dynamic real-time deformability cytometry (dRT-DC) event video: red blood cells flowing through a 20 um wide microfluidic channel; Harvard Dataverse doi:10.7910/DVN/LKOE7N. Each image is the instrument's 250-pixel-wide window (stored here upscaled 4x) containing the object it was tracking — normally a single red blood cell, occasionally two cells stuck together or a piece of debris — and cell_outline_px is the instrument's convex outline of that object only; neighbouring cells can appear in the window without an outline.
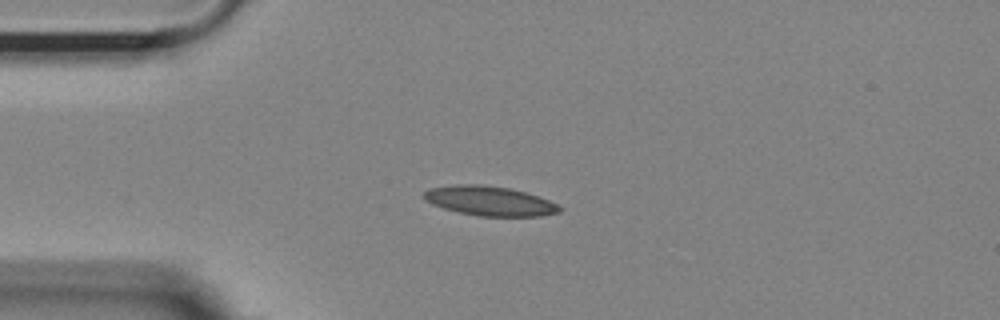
{"species": "Egyptian fruit bat (a non-hibernating species)", "species_latin": "Rousettus aegyptiacus", "temperature_condition": "room temperature", "stored_images_in_passage": 42, "camera_frame_rate_fps": 3000, "um_per_image_px": 0.085, "animal": {"sex": "female"}, "frame": {"image": 1, "passage_image": 1, "time_ms": 0.0, "image_size_px": [1000, 320], "cell_outline_px": [[564, 208], [560, 212], [540, 216], [480, 216], [460, 212], [444, 208], [432, 204], [424, 200], [424, 192], [428, 188], [456, 184], [480, 184], [508, 188], [524, 192], [548, 200]], "centroid_in_image_um": [41.6, 17.08], "position_along_channel_um": 43.4, "area_um2": 23.18}}
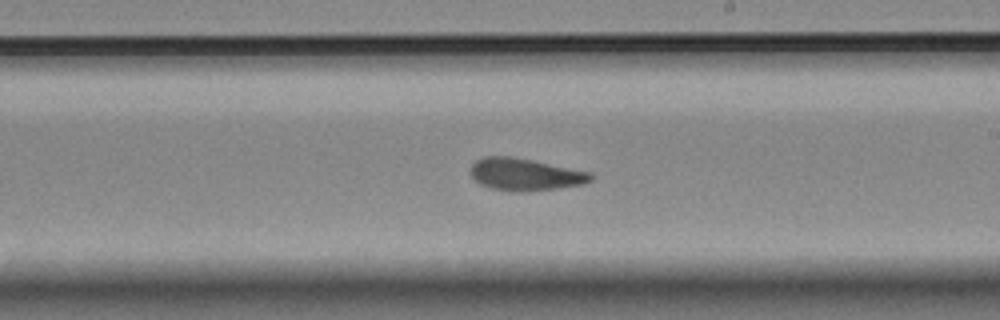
{"frame": {"image": 2, "passage_image": 19, "time_ms": 6.0, "image_size_px": [1000, 320], "cell_outline_px": [[596, 176], [592, 180], [584, 184], [560, 188], [520, 192], [516, 192], [492, 188], [480, 184], [468, 172], [472, 164], [476, 160], [484, 156], [512, 156], [592, 172]], "centroid_in_image_um": [44.66, 14.82], "position_along_channel_um": 244.3, "area_um2": 22.83}}
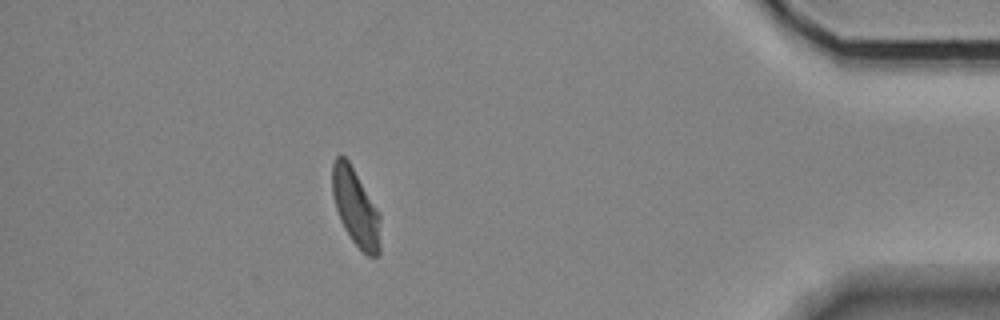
{"frame": {"image": 3, "passage_image": 36, "time_ms": 11.667, "image_size_px": [1000, 320], "cell_outline_px": [[380, 256], [368, 256], [352, 240], [344, 228], [340, 220], [332, 196], [332, 164], [336, 156], [344, 156], [348, 160], [380, 212]], "centroid_in_image_um": [30.24, 17.64], "position_along_channel_um": 405.0, "area_um2": 21.68}, "authors_computed_cell_mechanics": {"area_um2": 22.5709, "velocity_mm_per_s": 3.6578, "shape_relaxation_time_tau1_ms": 6.2799, "shape_relaxation_time_tau2_ms": 2.195, "deformation_change_tau1": 0.1395, "deformation_change_tau2": 0.0957}}